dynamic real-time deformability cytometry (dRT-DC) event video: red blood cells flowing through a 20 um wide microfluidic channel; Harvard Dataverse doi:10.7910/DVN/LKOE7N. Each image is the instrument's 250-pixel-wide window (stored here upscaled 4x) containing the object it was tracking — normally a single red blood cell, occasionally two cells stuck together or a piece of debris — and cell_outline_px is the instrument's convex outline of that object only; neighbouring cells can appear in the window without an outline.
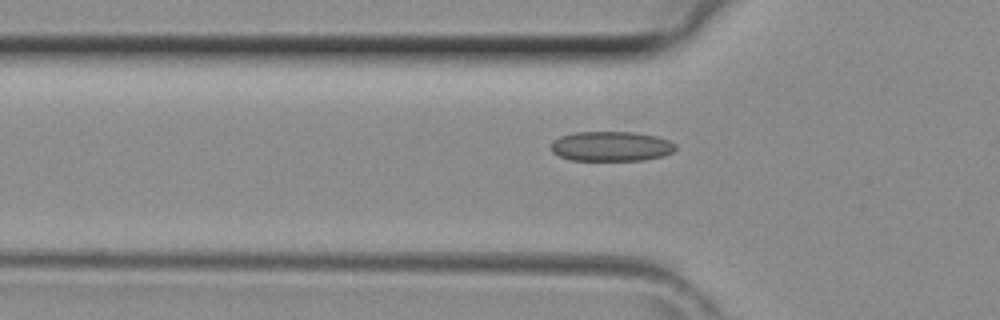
{"species": "common noctule bat (a hibernating species)", "species_latin": "Nyctalus noctula", "temperature_condition": "room temperature", "stored_images_in_passage": 23, "camera_frame_rate_fps": 3000, "um_per_image_px": 0.085, "animal": {"sex": "female", "body_mass_g": 29.2, "forearm_length_mm": 56.3}, "frame": {"image": 1, "passage_image": 2, "time_ms": 0.333, "image_size_px": [1000, 320], "cell_outline_px": [[676, 148], [672, 152], [660, 156], [644, 160], [572, 160], [560, 156], [552, 152], [552, 140], [560, 136], [572, 132], [632, 132], [656, 136], [668, 140], [676, 144]], "centroid_in_image_um": [51.93, 12.43], "position_along_channel_um": 73.9, "area_um2": 21.56}}
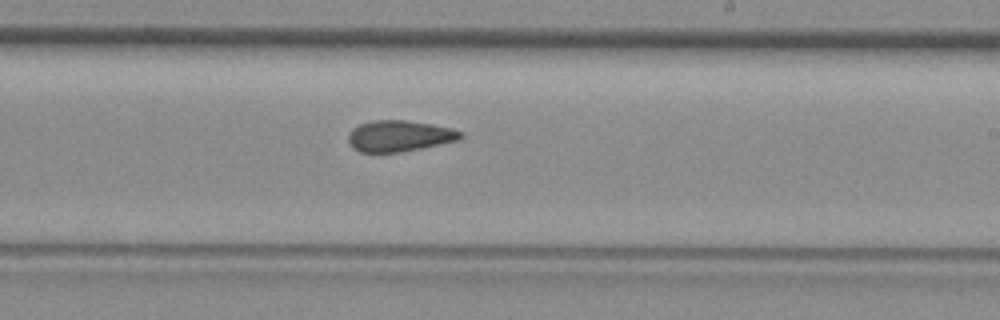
{"frame": {"image": 2, "passage_image": 13, "time_ms": 4.0, "image_size_px": [1000, 320], "cell_outline_px": [[464, 136], [460, 140], [400, 152], [360, 152], [352, 148], [348, 140], [348, 132], [352, 128], [360, 124], [372, 120], [404, 120], [432, 124], [452, 128], [460, 132]], "centroid_in_image_um": [33.92, 11.55], "position_along_channel_um": 255.1, "area_um2": 20.4}}
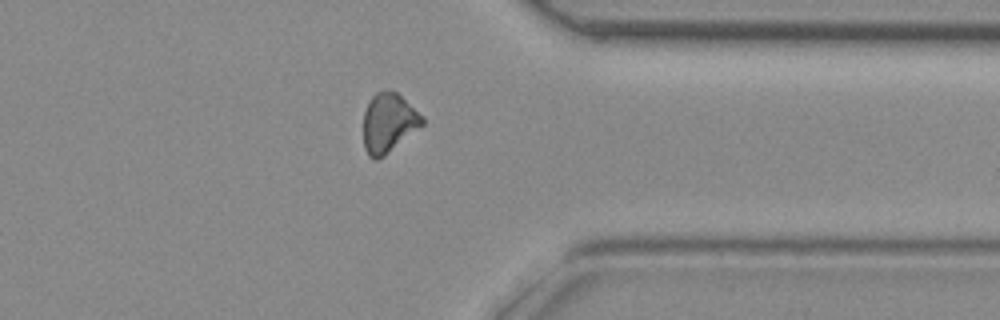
{"frame": {"image": 3, "passage_image": 21, "time_ms": 6.667, "image_size_px": [1000, 320], "cell_outline_px": [[424, 124], [384, 156], [376, 160], [368, 156], [364, 148], [364, 112], [372, 96], [376, 92], [396, 92], [424, 116]], "centroid_in_image_um": [33.03, 10.47], "position_along_channel_um": 378.4, "area_um2": 20.06}}